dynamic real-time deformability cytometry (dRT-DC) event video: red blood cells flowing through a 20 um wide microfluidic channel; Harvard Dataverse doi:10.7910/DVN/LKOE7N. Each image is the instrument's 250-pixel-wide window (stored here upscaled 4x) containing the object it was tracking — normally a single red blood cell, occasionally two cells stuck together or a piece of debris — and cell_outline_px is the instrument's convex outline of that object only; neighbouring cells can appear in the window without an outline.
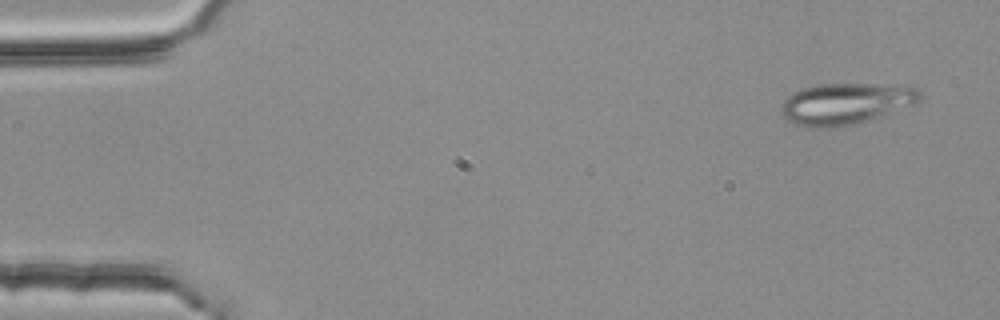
{"species": "common noctule bat (a hibernating species)", "species_latin": "Nyctalus noctula", "temperature_condition": "room temperature", "stored_images_in_passage": 3, "camera_frame_rate_fps": 3000, "um_per_image_px": 0.085, "animal": {"sex": "female", "body_mass_g": 25.1}, "frame": {"image": 1, "passage_image": 1, "time_ms": 0.0, "image_size_px": [1000, 320], "cell_outline_px": [[924, 96], [916, 104], [852, 124], [836, 128], [808, 128], [796, 124], [788, 120], [780, 112], [780, 104], [792, 92], [800, 88], [820, 84], [912, 84], [920, 88]], "centroid_in_image_um": [71.93, 8.78], "position_along_channel_um": 13.1, "area_um2": 34.04}}